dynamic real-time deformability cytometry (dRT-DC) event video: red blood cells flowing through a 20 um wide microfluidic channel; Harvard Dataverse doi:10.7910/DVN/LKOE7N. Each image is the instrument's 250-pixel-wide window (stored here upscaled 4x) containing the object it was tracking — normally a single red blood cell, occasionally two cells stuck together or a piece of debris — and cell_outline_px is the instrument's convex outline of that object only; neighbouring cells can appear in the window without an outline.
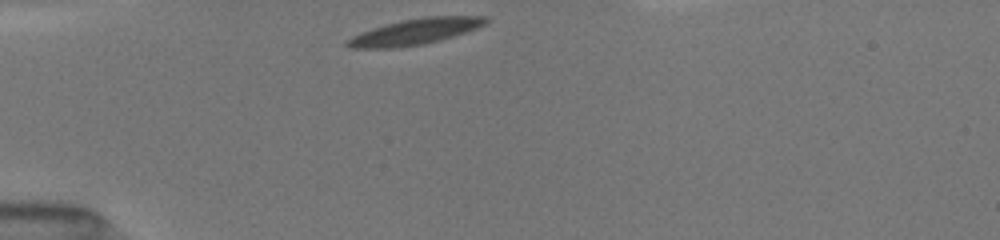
{"species": "common noctule bat (a hibernating species)", "species_latin": "Nyctalus noctula", "temperature_condition": "room temperature", "stored_images_in_passage": 34, "camera_frame_rate_fps": 3000, "um_per_image_px": 0.085, "animal": {"sex": "female", "body_mass_g": 19.5, "forearm_length_mm": 54.1}, "frame": {"image": 1, "passage_image": 1, "time_ms": 0.0, "image_size_px": [1000, 240], "cell_outline_px": [[488, 20], [484, 24], [476, 28], [440, 40], [424, 44], [396, 48], [348, 48], [344, 44], [352, 36], [372, 28], [404, 20], [424, 16], [488, 16]], "centroid_in_image_um": [35.26, 2.69], "position_along_channel_um": 49.7, "area_um2": 20.63}}
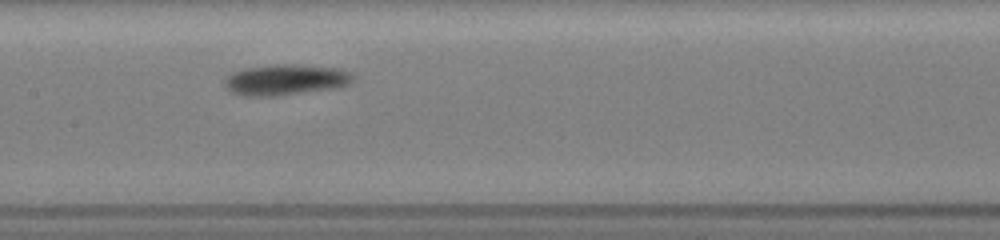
{"frame": {"image": 2, "passage_image": 13, "time_ms": 4.0, "image_size_px": [1000, 240], "cell_outline_px": [[352, 80], [344, 88], [280, 96], [244, 96], [232, 92], [224, 84], [224, 80], [232, 72], [248, 68], [276, 64], [296, 64], [344, 68], [352, 76]], "centroid_in_image_um": [24.35, 6.79], "position_along_channel_um": 183.1, "area_um2": 23.47}}
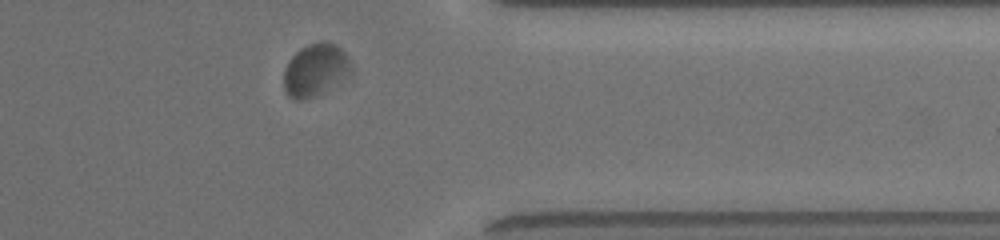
{"frame": {"image": 3, "passage_image": 29, "time_ms": 9.333, "image_size_px": [1000, 240], "cell_outline_px": [[352, 72], [348, 76], [324, 92], [316, 96], [300, 100], [296, 100], [288, 96], [284, 88], [284, 72], [288, 60], [300, 48], [308, 44], [320, 40], [328, 40], [336, 44], [348, 56], [352, 68]], "centroid_in_image_um": [26.82, 5.92], "position_along_channel_um": 384.6, "area_um2": 20.92}}